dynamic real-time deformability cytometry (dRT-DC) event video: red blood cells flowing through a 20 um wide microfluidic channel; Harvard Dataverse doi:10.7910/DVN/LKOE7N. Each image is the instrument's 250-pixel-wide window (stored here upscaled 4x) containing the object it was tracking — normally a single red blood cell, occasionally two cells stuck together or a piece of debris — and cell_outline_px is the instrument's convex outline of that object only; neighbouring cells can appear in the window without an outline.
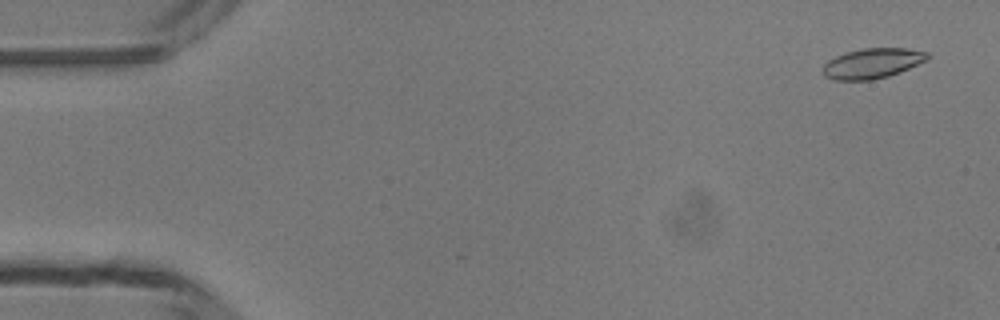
{"species": "common noctule bat (a hibernating species)", "species_latin": "Nyctalus noctula", "temperature_condition": "room temperature", "stored_images_in_passage": 50, "camera_frame_rate_fps": 3000, "um_per_image_px": 0.085, "animal": {"sex": "male", "body_mass_g": 13.3}, "frame": {"image": 1, "passage_image": 3, "time_ms": 0.667, "image_size_px": [1000, 320], "cell_outline_px": [[932, 56], [928, 60], [900, 72], [888, 76], [872, 80], [836, 80], [824, 76], [824, 64], [828, 60], [844, 52], [864, 48], [908, 48], [928, 52]], "centroid_in_image_um": [74.2, 5.37], "position_along_channel_um": 10.8, "area_um2": 18.5}}
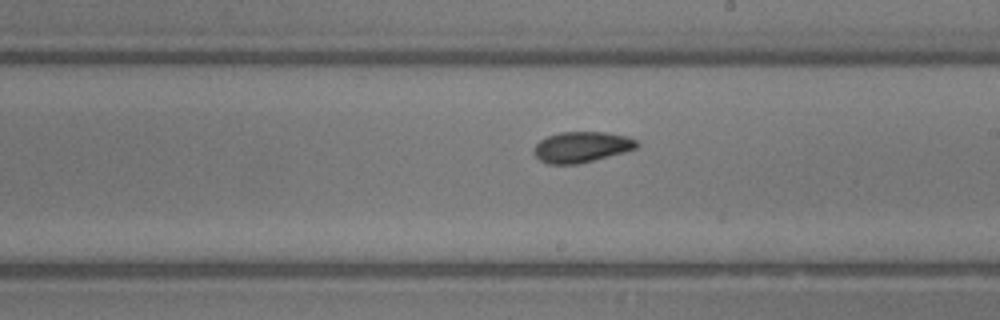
{"frame": {"image": 2, "passage_image": 29, "time_ms": 9.333, "image_size_px": [1000, 320], "cell_outline_px": [[640, 144], [636, 148], [624, 152], [576, 164], [548, 164], [540, 160], [532, 152], [536, 144], [540, 140], [548, 136], [560, 132], [604, 132], [628, 136], [636, 140]], "centroid_in_image_um": [49.43, 12.49], "position_along_channel_um": 239.6, "area_um2": 18.32}}
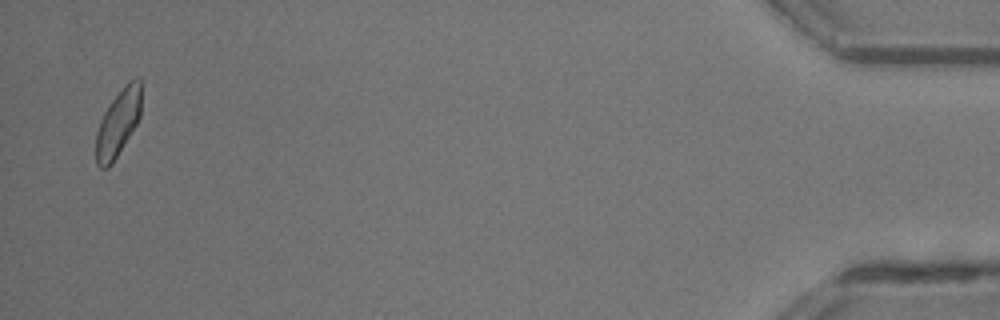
{"frame": {"image": 3, "passage_image": 49, "time_ms": 16.0, "image_size_px": [1000, 320], "cell_outline_px": [[140, 116], [136, 124], [112, 164], [108, 168], [100, 168], [96, 164], [96, 132], [100, 120], [104, 112], [112, 100], [128, 80], [136, 76], [140, 76]], "centroid_in_image_um": [10.02, 10.44], "position_along_channel_um": 425.2, "area_um2": 17.51}, "authors_computed_cell_mechanics": {"area_um2": 18.3226, "velocity_mm_per_s": 4.1736, "shape_relaxation_time_tau1_ms": 3.9279, "shape_relaxation_time_tau2_ms": 2.2514, "deformation_change_tau1": 0.1091, "deformation_change_tau2": 0.0725}}